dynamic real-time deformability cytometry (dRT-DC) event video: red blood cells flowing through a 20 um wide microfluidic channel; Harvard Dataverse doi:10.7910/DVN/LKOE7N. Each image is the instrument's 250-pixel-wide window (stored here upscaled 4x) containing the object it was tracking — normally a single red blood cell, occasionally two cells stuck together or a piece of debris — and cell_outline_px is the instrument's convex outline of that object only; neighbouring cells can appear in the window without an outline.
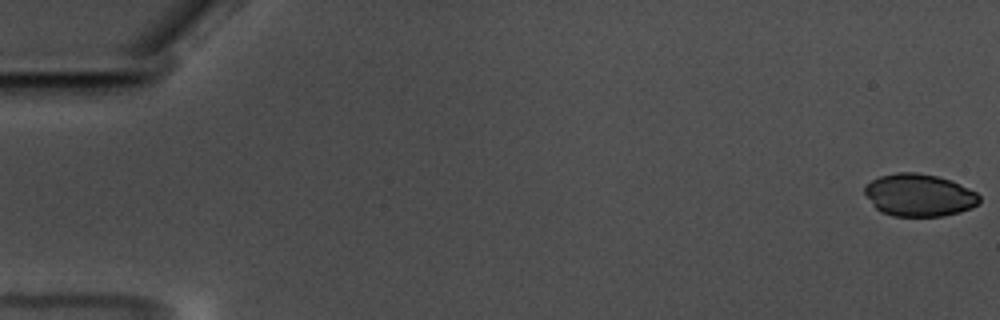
{"species": "common noctule bat (a hibernating species)", "species_latin": "Nyctalus noctula", "temperature_condition": "warm", "stored_images_in_passage": 59, "camera_frame_rate_fps": 3000, "um_per_image_px": 0.085, "animal": {"sex": "male", "body_mass_g": 17.5, "forearm_length_mm": 52.3}, "frame": {"image": 1, "passage_image": 1, "time_ms": 0.0, "image_size_px": [1000, 320], "cell_outline_px": [[980, 200], [972, 208], [960, 212], [944, 216], [892, 216], [880, 212], [872, 204], [864, 192], [864, 188], [872, 180], [880, 176], [896, 172], [916, 172], [936, 176], [952, 180], [976, 192], [980, 196]], "centroid_in_image_um": [78.13, 16.59], "position_along_channel_um": 6.9, "area_um2": 28.44}}
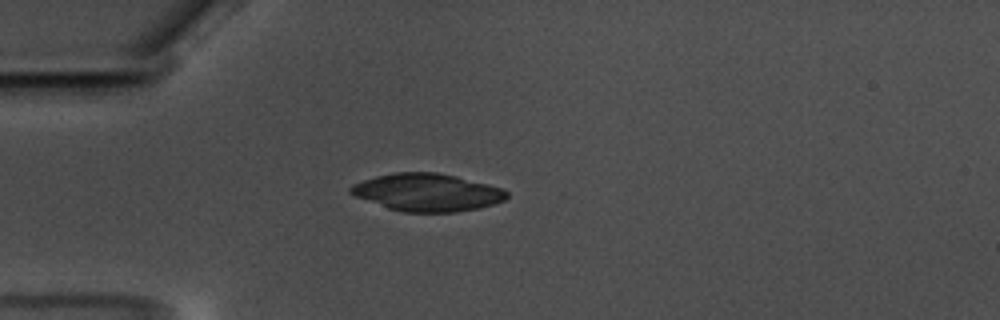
{"frame": {"image": 2, "passage_image": 17, "time_ms": 5.333, "image_size_px": [1000, 320], "cell_outline_px": [[508, 196], [504, 200], [480, 208], [456, 212], [400, 212], [388, 208], [356, 196], [348, 192], [348, 188], [352, 184], [376, 176], [396, 172], [436, 172], [456, 176], [504, 188], [508, 192]], "centroid_in_image_um": [36.32, 16.35], "position_along_channel_um": 48.7, "area_um2": 34.22}}
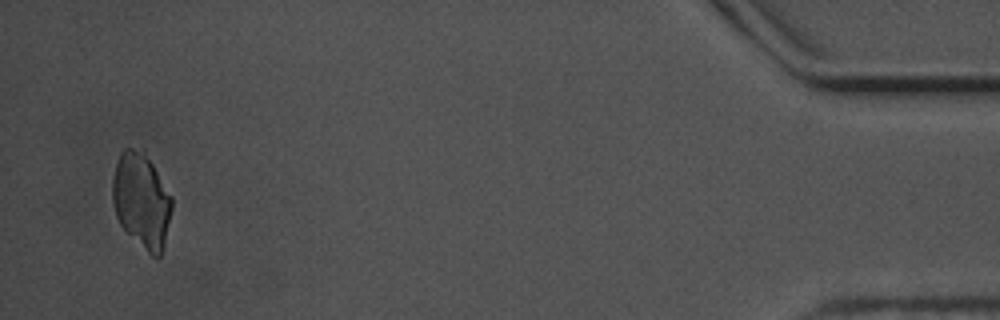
{"frame": {"image": 3, "passage_image": 57, "time_ms": 18.667, "image_size_px": [1000, 320], "cell_outline_px": [[172, 208], [164, 244], [160, 256], [156, 260], [120, 224], [116, 216], [112, 200], [112, 180], [116, 164], [120, 152], [124, 148], [144, 148], [172, 196]], "centroid_in_image_um": [12.03, 16.98], "position_along_channel_um": 423.2, "area_um2": 33.0}}